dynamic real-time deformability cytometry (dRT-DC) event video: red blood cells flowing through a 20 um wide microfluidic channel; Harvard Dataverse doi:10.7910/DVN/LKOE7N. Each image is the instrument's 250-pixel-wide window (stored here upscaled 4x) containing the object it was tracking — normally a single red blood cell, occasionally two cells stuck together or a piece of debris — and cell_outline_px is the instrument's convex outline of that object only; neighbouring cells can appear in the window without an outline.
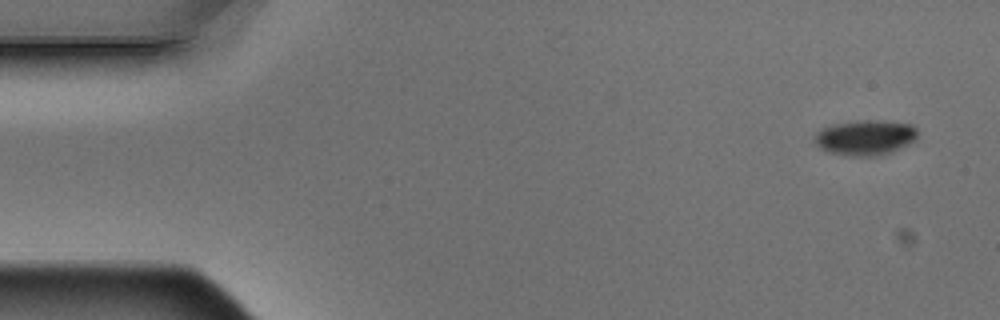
{"species": "Egyptian fruit bat (a non-hibernating species)", "species_latin": "Rousettus aegyptiacus", "temperature_condition": "warm", "stored_images_in_passage": 4, "camera_frame_rate_fps": 3000, "um_per_image_px": 0.085, "animal": {"sex": "male"}, "frame": {"image": 1, "passage_image": 1, "time_ms": 0.0, "image_size_px": [1000, 320], "cell_outline_px": [[916, 140], [888, 152], [876, 156], [848, 156], [828, 152], [820, 148], [816, 144], [816, 132], [820, 128], [836, 124], [856, 120], [884, 120], [912, 124], [916, 128]], "centroid_in_image_um": [73.53, 11.68], "position_along_channel_um": 11.5, "area_um2": 21.04}}
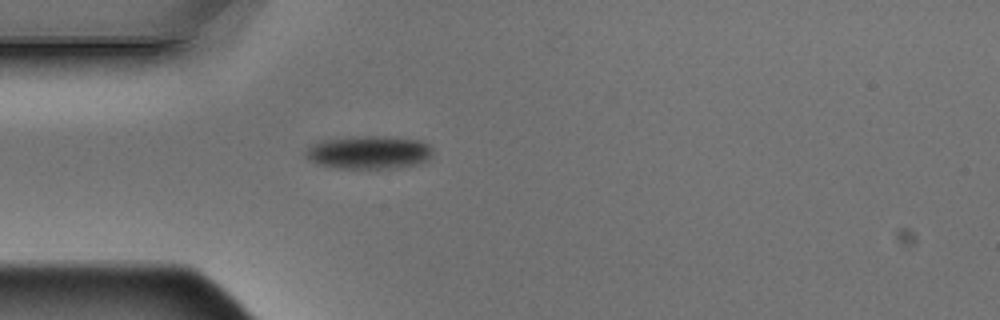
{"frame": {"image": 2, "passage_image": 4, "time_ms": 1.0, "image_size_px": [1000, 320], "cell_outline_px": [[432, 156], [428, 160], [416, 164], [400, 168], [332, 168], [316, 164], [308, 160], [304, 156], [304, 152], [312, 144], [324, 140], [356, 136], [384, 136], [420, 140], [428, 144], [432, 148]], "centroid_in_image_um": [31.34, 12.96], "position_along_channel_um": 53.7, "area_um2": 24.85}}